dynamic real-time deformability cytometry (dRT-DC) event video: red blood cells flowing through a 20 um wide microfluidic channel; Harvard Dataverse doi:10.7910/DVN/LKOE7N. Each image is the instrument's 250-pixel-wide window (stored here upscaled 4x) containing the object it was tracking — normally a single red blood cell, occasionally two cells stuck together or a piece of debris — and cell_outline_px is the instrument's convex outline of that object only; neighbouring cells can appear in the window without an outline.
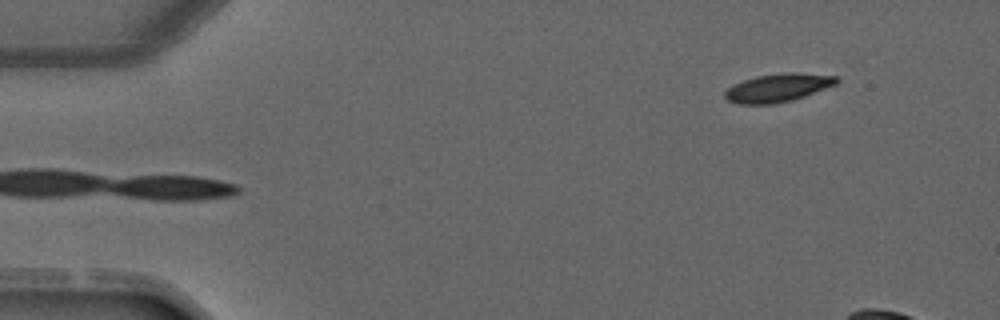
{"species": "common noctule bat (a hibernating species)", "species_latin": "Nyctalus noctula", "temperature_condition": "warm", "stored_images_in_passage": 3, "camera_frame_rate_fps": 3000, "um_per_image_px": 0.085, "animal": {"sex": "male", "forearm_length_mm": 52.5}, "frame": {"image": 1, "passage_image": 3, "time_ms": 2.333, "image_size_px": [1000, 320], "cell_outline_px": [[840, 80], [836, 84], [804, 96], [792, 100], [772, 104], [736, 104], [728, 100], [724, 96], [724, 92], [728, 88], [744, 80], [756, 76], [784, 72], [792, 72], [836, 76]], "centroid_in_image_um": [66.11, 7.46], "position_along_channel_um": 18.9, "area_um2": 18.21}}